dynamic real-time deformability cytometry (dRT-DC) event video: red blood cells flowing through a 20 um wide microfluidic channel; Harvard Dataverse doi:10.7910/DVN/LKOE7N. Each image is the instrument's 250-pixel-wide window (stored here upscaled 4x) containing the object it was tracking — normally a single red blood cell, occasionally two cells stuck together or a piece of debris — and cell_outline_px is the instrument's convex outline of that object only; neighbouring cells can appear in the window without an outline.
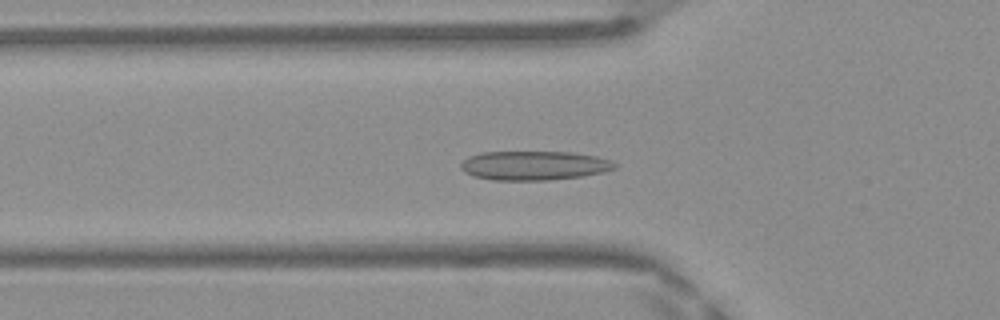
{"species": "Egyptian fruit bat (a non-hibernating species)", "species_latin": "Rousettus aegyptiacus", "temperature_condition": "warm", "stored_images_in_passage": 48, "camera_frame_rate_fps": 3000, "um_per_image_px": 0.085, "frame": {"image": 1, "passage_image": 16, "time_ms": 5.0, "image_size_px": [1000, 320], "cell_outline_px": [[620, 164], [616, 168], [604, 172], [580, 176], [548, 180], [492, 180], [476, 176], [464, 172], [460, 168], [460, 164], [468, 156], [480, 152], [572, 152], [596, 156], [612, 160]], "centroid_in_image_um": [45.42, 14.06], "position_along_channel_um": 80.4, "area_um2": 26.3}}
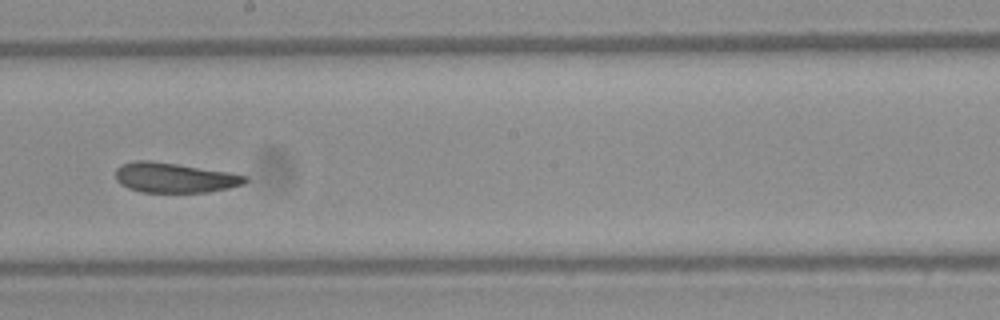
{"frame": {"image": 2, "passage_image": 27, "time_ms": 8.667, "image_size_px": [1000, 320], "cell_outline_px": [[248, 180], [244, 184], [228, 188], [208, 192], [140, 192], [128, 188], [120, 184], [116, 180], [116, 168], [120, 164], [136, 160], [148, 160], [176, 164], [228, 172], [248, 176]], "centroid_in_image_um": [14.8, 15.1], "position_along_channel_um": 233.4, "area_um2": 22.6}}
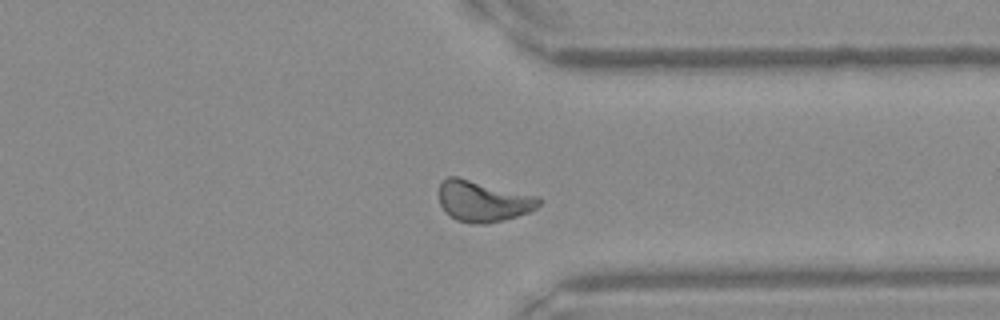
{"frame": {"image": 3, "passage_image": 37, "time_ms": 12.0, "image_size_px": [1000, 320], "cell_outline_px": [[544, 200], [536, 208], [528, 212], [504, 220], [488, 224], [472, 224], [456, 220], [444, 212], [440, 204], [440, 184], [448, 176], [456, 176], [540, 196]], "centroid_in_image_um": [41.09, 17.11], "position_along_channel_um": 370.3, "area_um2": 24.16}, "authors_computed_cell_mechanics": {"area_um2": 23.7847, "velocity_mm_per_s": 4.1556, "shape_relaxation_time_tau1_ms": null, "shape_relaxation_time_tau2_ms": 2.9536, "deformation_change_tau1": null, "deformation_change_tau2": 0.0729}}